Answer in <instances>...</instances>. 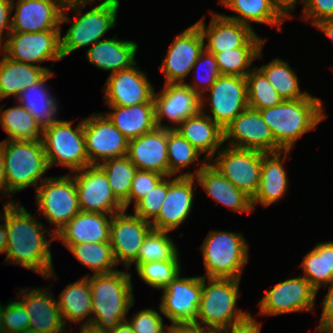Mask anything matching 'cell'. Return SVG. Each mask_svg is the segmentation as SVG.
I'll list each match as a JSON object with an SVG mask.
<instances>
[{
  "label": "cell",
  "mask_w": 333,
  "mask_h": 333,
  "mask_svg": "<svg viewBox=\"0 0 333 333\" xmlns=\"http://www.w3.org/2000/svg\"><path fill=\"white\" fill-rule=\"evenodd\" d=\"M191 72L194 74L191 76L192 83L185 82L184 84L199 97L204 95L221 76L214 54L205 49L200 53Z\"/></svg>",
  "instance_id": "obj_47"
},
{
  "label": "cell",
  "mask_w": 333,
  "mask_h": 333,
  "mask_svg": "<svg viewBox=\"0 0 333 333\" xmlns=\"http://www.w3.org/2000/svg\"><path fill=\"white\" fill-rule=\"evenodd\" d=\"M201 111L223 130L241 112L248 108L246 77L221 75L200 97ZM209 108L207 112L206 107ZM208 113V114H207Z\"/></svg>",
  "instance_id": "obj_10"
},
{
  "label": "cell",
  "mask_w": 333,
  "mask_h": 333,
  "mask_svg": "<svg viewBox=\"0 0 333 333\" xmlns=\"http://www.w3.org/2000/svg\"><path fill=\"white\" fill-rule=\"evenodd\" d=\"M73 173L80 211L113 215L124 210L99 165H89Z\"/></svg>",
  "instance_id": "obj_16"
},
{
  "label": "cell",
  "mask_w": 333,
  "mask_h": 333,
  "mask_svg": "<svg viewBox=\"0 0 333 333\" xmlns=\"http://www.w3.org/2000/svg\"><path fill=\"white\" fill-rule=\"evenodd\" d=\"M47 288V289H46ZM20 288L16 298L29 315V331L38 333H62L64 325L57 299L49 287ZM20 297V298H19Z\"/></svg>",
  "instance_id": "obj_25"
},
{
  "label": "cell",
  "mask_w": 333,
  "mask_h": 333,
  "mask_svg": "<svg viewBox=\"0 0 333 333\" xmlns=\"http://www.w3.org/2000/svg\"><path fill=\"white\" fill-rule=\"evenodd\" d=\"M0 223V254H5L7 248V229L4 220H1V218Z\"/></svg>",
  "instance_id": "obj_59"
},
{
  "label": "cell",
  "mask_w": 333,
  "mask_h": 333,
  "mask_svg": "<svg viewBox=\"0 0 333 333\" xmlns=\"http://www.w3.org/2000/svg\"><path fill=\"white\" fill-rule=\"evenodd\" d=\"M97 4L85 13L82 10L89 3L73 4L64 7L61 16V25L70 22L73 23H71L66 34L60 36L63 58L82 47L92 46L102 40V37L109 30L116 27L117 14L121 4L120 0H103ZM65 11H73L76 14V18L73 20Z\"/></svg>",
  "instance_id": "obj_4"
},
{
  "label": "cell",
  "mask_w": 333,
  "mask_h": 333,
  "mask_svg": "<svg viewBox=\"0 0 333 333\" xmlns=\"http://www.w3.org/2000/svg\"><path fill=\"white\" fill-rule=\"evenodd\" d=\"M112 215L80 211L56 234L63 245L109 242Z\"/></svg>",
  "instance_id": "obj_29"
},
{
  "label": "cell",
  "mask_w": 333,
  "mask_h": 333,
  "mask_svg": "<svg viewBox=\"0 0 333 333\" xmlns=\"http://www.w3.org/2000/svg\"><path fill=\"white\" fill-rule=\"evenodd\" d=\"M303 277L318 292L333 282V241L318 242L300 263Z\"/></svg>",
  "instance_id": "obj_37"
},
{
  "label": "cell",
  "mask_w": 333,
  "mask_h": 333,
  "mask_svg": "<svg viewBox=\"0 0 333 333\" xmlns=\"http://www.w3.org/2000/svg\"><path fill=\"white\" fill-rule=\"evenodd\" d=\"M24 333H38V332H32V331L27 330Z\"/></svg>",
  "instance_id": "obj_67"
},
{
  "label": "cell",
  "mask_w": 333,
  "mask_h": 333,
  "mask_svg": "<svg viewBox=\"0 0 333 333\" xmlns=\"http://www.w3.org/2000/svg\"><path fill=\"white\" fill-rule=\"evenodd\" d=\"M127 157L139 170L169 176L167 128L156 127L129 140Z\"/></svg>",
  "instance_id": "obj_26"
},
{
  "label": "cell",
  "mask_w": 333,
  "mask_h": 333,
  "mask_svg": "<svg viewBox=\"0 0 333 333\" xmlns=\"http://www.w3.org/2000/svg\"><path fill=\"white\" fill-rule=\"evenodd\" d=\"M108 333H134L131 325L128 321L121 322L114 329L110 330Z\"/></svg>",
  "instance_id": "obj_61"
},
{
  "label": "cell",
  "mask_w": 333,
  "mask_h": 333,
  "mask_svg": "<svg viewBox=\"0 0 333 333\" xmlns=\"http://www.w3.org/2000/svg\"><path fill=\"white\" fill-rule=\"evenodd\" d=\"M4 155L6 187L9 194L21 192L30 186L37 187L48 178L49 170L42 140L0 141Z\"/></svg>",
  "instance_id": "obj_5"
},
{
  "label": "cell",
  "mask_w": 333,
  "mask_h": 333,
  "mask_svg": "<svg viewBox=\"0 0 333 333\" xmlns=\"http://www.w3.org/2000/svg\"><path fill=\"white\" fill-rule=\"evenodd\" d=\"M5 331L2 320V303L0 302V333Z\"/></svg>",
  "instance_id": "obj_64"
},
{
  "label": "cell",
  "mask_w": 333,
  "mask_h": 333,
  "mask_svg": "<svg viewBox=\"0 0 333 333\" xmlns=\"http://www.w3.org/2000/svg\"><path fill=\"white\" fill-rule=\"evenodd\" d=\"M61 4L66 7L69 5H73V4H80V3H96V0H60Z\"/></svg>",
  "instance_id": "obj_62"
},
{
  "label": "cell",
  "mask_w": 333,
  "mask_h": 333,
  "mask_svg": "<svg viewBox=\"0 0 333 333\" xmlns=\"http://www.w3.org/2000/svg\"><path fill=\"white\" fill-rule=\"evenodd\" d=\"M51 77H54L53 71H49L40 81L24 89L15 99L31 113L42 131L59 120V101L51 94V87L47 84Z\"/></svg>",
  "instance_id": "obj_33"
},
{
  "label": "cell",
  "mask_w": 333,
  "mask_h": 333,
  "mask_svg": "<svg viewBox=\"0 0 333 333\" xmlns=\"http://www.w3.org/2000/svg\"><path fill=\"white\" fill-rule=\"evenodd\" d=\"M328 288V292L324 294L322 301V312L318 326L316 327L317 333H331L333 331V282L324 287Z\"/></svg>",
  "instance_id": "obj_53"
},
{
  "label": "cell",
  "mask_w": 333,
  "mask_h": 333,
  "mask_svg": "<svg viewBox=\"0 0 333 333\" xmlns=\"http://www.w3.org/2000/svg\"><path fill=\"white\" fill-rule=\"evenodd\" d=\"M62 320L67 328L71 323L90 326L92 320V293L87 277L69 283L57 298ZM83 320V323H82ZM85 320V321H84Z\"/></svg>",
  "instance_id": "obj_34"
},
{
  "label": "cell",
  "mask_w": 333,
  "mask_h": 333,
  "mask_svg": "<svg viewBox=\"0 0 333 333\" xmlns=\"http://www.w3.org/2000/svg\"><path fill=\"white\" fill-rule=\"evenodd\" d=\"M204 159L210 161L224 145V130L201 110L184 119L176 128Z\"/></svg>",
  "instance_id": "obj_32"
},
{
  "label": "cell",
  "mask_w": 333,
  "mask_h": 333,
  "mask_svg": "<svg viewBox=\"0 0 333 333\" xmlns=\"http://www.w3.org/2000/svg\"><path fill=\"white\" fill-rule=\"evenodd\" d=\"M11 32L61 30L64 6L60 0H12Z\"/></svg>",
  "instance_id": "obj_24"
},
{
  "label": "cell",
  "mask_w": 333,
  "mask_h": 333,
  "mask_svg": "<svg viewBox=\"0 0 333 333\" xmlns=\"http://www.w3.org/2000/svg\"><path fill=\"white\" fill-rule=\"evenodd\" d=\"M0 101L16 97L29 86L40 81L52 67H39L7 58L1 51L0 56Z\"/></svg>",
  "instance_id": "obj_35"
},
{
  "label": "cell",
  "mask_w": 333,
  "mask_h": 333,
  "mask_svg": "<svg viewBox=\"0 0 333 333\" xmlns=\"http://www.w3.org/2000/svg\"><path fill=\"white\" fill-rule=\"evenodd\" d=\"M157 127L175 129L184 119L201 110L200 97L184 83L164 84L154 92ZM167 120V125L163 122ZM172 126H171V125Z\"/></svg>",
  "instance_id": "obj_23"
},
{
  "label": "cell",
  "mask_w": 333,
  "mask_h": 333,
  "mask_svg": "<svg viewBox=\"0 0 333 333\" xmlns=\"http://www.w3.org/2000/svg\"><path fill=\"white\" fill-rule=\"evenodd\" d=\"M209 12L211 19L207 26L205 16L195 23L202 33L206 51L216 54L239 47H263L265 45L266 37L257 35L254 28L230 20L220 13L211 10Z\"/></svg>",
  "instance_id": "obj_13"
},
{
  "label": "cell",
  "mask_w": 333,
  "mask_h": 333,
  "mask_svg": "<svg viewBox=\"0 0 333 333\" xmlns=\"http://www.w3.org/2000/svg\"><path fill=\"white\" fill-rule=\"evenodd\" d=\"M169 233L152 229L145 237L137 259L131 265L136 269L141 263L180 260L178 247Z\"/></svg>",
  "instance_id": "obj_42"
},
{
  "label": "cell",
  "mask_w": 333,
  "mask_h": 333,
  "mask_svg": "<svg viewBox=\"0 0 333 333\" xmlns=\"http://www.w3.org/2000/svg\"><path fill=\"white\" fill-rule=\"evenodd\" d=\"M85 52L89 63L103 71L118 72L133 66L136 62L138 44L135 41L105 37Z\"/></svg>",
  "instance_id": "obj_31"
},
{
  "label": "cell",
  "mask_w": 333,
  "mask_h": 333,
  "mask_svg": "<svg viewBox=\"0 0 333 333\" xmlns=\"http://www.w3.org/2000/svg\"><path fill=\"white\" fill-rule=\"evenodd\" d=\"M0 194L2 197L0 199L4 198L3 196H9L11 195L7 191L6 187V180H5V169H4V155H3V149L0 145Z\"/></svg>",
  "instance_id": "obj_58"
},
{
  "label": "cell",
  "mask_w": 333,
  "mask_h": 333,
  "mask_svg": "<svg viewBox=\"0 0 333 333\" xmlns=\"http://www.w3.org/2000/svg\"><path fill=\"white\" fill-rule=\"evenodd\" d=\"M193 176H168V191L158 215L150 222L154 230L179 229L191 211L197 180Z\"/></svg>",
  "instance_id": "obj_22"
},
{
  "label": "cell",
  "mask_w": 333,
  "mask_h": 333,
  "mask_svg": "<svg viewBox=\"0 0 333 333\" xmlns=\"http://www.w3.org/2000/svg\"><path fill=\"white\" fill-rule=\"evenodd\" d=\"M133 66L118 72L109 73L103 86L106 106H133L142 103H155V87L149 81L147 74Z\"/></svg>",
  "instance_id": "obj_18"
},
{
  "label": "cell",
  "mask_w": 333,
  "mask_h": 333,
  "mask_svg": "<svg viewBox=\"0 0 333 333\" xmlns=\"http://www.w3.org/2000/svg\"><path fill=\"white\" fill-rule=\"evenodd\" d=\"M220 4L237 14L231 16L220 13L221 15L251 28V23H263L271 27L276 26L280 32L283 22L291 19L276 0H222Z\"/></svg>",
  "instance_id": "obj_30"
},
{
  "label": "cell",
  "mask_w": 333,
  "mask_h": 333,
  "mask_svg": "<svg viewBox=\"0 0 333 333\" xmlns=\"http://www.w3.org/2000/svg\"><path fill=\"white\" fill-rule=\"evenodd\" d=\"M318 292L303 276L288 278L265 291L258 307L261 316L294 312H315Z\"/></svg>",
  "instance_id": "obj_14"
},
{
  "label": "cell",
  "mask_w": 333,
  "mask_h": 333,
  "mask_svg": "<svg viewBox=\"0 0 333 333\" xmlns=\"http://www.w3.org/2000/svg\"><path fill=\"white\" fill-rule=\"evenodd\" d=\"M3 110L0 105V125L7 133L5 140L36 141L42 140L43 131L37 125L31 113L19 103Z\"/></svg>",
  "instance_id": "obj_39"
},
{
  "label": "cell",
  "mask_w": 333,
  "mask_h": 333,
  "mask_svg": "<svg viewBox=\"0 0 333 333\" xmlns=\"http://www.w3.org/2000/svg\"><path fill=\"white\" fill-rule=\"evenodd\" d=\"M300 19L309 22L312 26L319 21L333 17V0H303Z\"/></svg>",
  "instance_id": "obj_52"
},
{
  "label": "cell",
  "mask_w": 333,
  "mask_h": 333,
  "mask_svg": "<svg viewBox=\"0 0 333 333\" xmlns=\"http://www.w3.org/2000/svg\"><path fill=\"white\" fill-rule=\"evenodd\" d=\"M168 191V176L164 177L144 198L134 205V213L151 222L159 213Z\"/></svg>",
  "instance_id": "obj_48"
},
{
  "label": "cell",
  "mask_w": 333,
  "mask_h": 333,
  "mask_svg": "<svg viewBox=\"0 0 333 333\" xmlns=\"http://www.w3.org/2000/svg\"><path fill=\"white\" fill-rule=\"evenodd\" d=\"M167 154L169 164V176H193L208 163L206 159H201L202 155L191 143L186 140L177 130L167 129ZM201 159V162L200 160ZM197 161V162H195ZM197 165L194 172L183 171L190 165ZM196 164V165H195ZM181 172V174H180Z\"/></svg>",
  "instance_id": "obj_38"
},
{
  "label": "cell",
  "mask_w": 333,
  "mask_h": 333,
  "mask_svg": "<svg viewBox=\"0 0 333 333\" xmlns=\"http://www.w3.org/2000/svg\"><path fill=\"white\" fill-rule=\"evenodd\" d=\"M79 328H80L79 333H108L105 331L96 330L92 326H83V327H79Z\"/></svg>",
  "instance_id": "obj_63"
},
{
  "label": "cell",
  "mask_w": 333,
  "mask_h": 333,
  "mask_svg": "<svg viewBox=\"0 0 333 333\" xmlns=\"http://www.w3.org/2000/svg\"><path fill=\"white\" fill-rule=\"evenodd\" d=\"M210 161L234 186L251 199L254 197L260 183L261 151L224 144Z\"/></svg>",
  "instance_id": "obj_12"
},
{
  "label": "cell",
  "mask_w": 333,
  "mask_h": 333,
  "mask_svg": "<svg viewBox=\"0 0 333 333\" xmlns=\"http://www.w3.org/2000/svg\"><path fill=\"white\" fill-rule=\"evenodd\" d=\"M99 166L104 170L113 194L123 204L129 198L131 183L137 171L136 166L127 155L107 159Z\"/></svg>",
  "instance_id": "obj_43"
},
{
  "label": "cell",
  "mask_w": 333,
  "mask_h": 333,
  "mask_svg": "<svg viewBox=\"0 0 333 333\" xmlns=\"http://www.w3.org/2000/svg\"><path fill=\"white\" fill-rule=\"evenodd\" d=\"M64 246L81 264L88 267L93 275L118 270L110 242H84Z\"/></svg>",
  "instance_id": "obj_41"
},
{
  "label": "cell",
  "mask_w": 333,
  "mask_h": 333,
  "mask_svg": "<svg viewBox=\"0 0 333 333\" xmlns=\"http://www.w3.org/2000/svg\"><path fill=\"white\" fill-rule=\"evenodd\" d=\"M3 333H20V332H13V331H4Z\"/></svg>",
  "instance_id": "obj_66"
},
{
  "label": "cell",
  "mask_w": 333,
  "mask_h": 333,
  "mask_svg": "<svg viewBox=\"0 0 333 333\" xmlns=\"http://www.w3.org/2000/svg\"><path fill=\"white\" fill-rule=\"evenodd\" d=\"M249 243L240 233L211 230L200 246L205 278L242 279Z\"/></svg>",
  "instance_id": "obj_7"
},
{
  "label": "cell",
  "mask_w": 333,
  "mask_h": 333,
  "mask_svg": "<svg viewBox=\"0 0 333 333\" xmlns=\"http://www.w3.org/2000/svg\"><path fill=\"white\" fill-rule=\"evenodd\" d=\"M2 320L6 331L24 333L29 328V315L25 307L13 299L2 305Z\"/></svg>",
  "instance_id": "obj_51"
},
{
  "label": "cell",
  "mask_w": 333,
  "mask_h": 333,
  "mask_svg": "<svg viewBox=\"0 0 333 333\" xmlns=\"http://www.w3.org/2000/svg\"><path fill=\"white\" fill-rule=\"evenodd\" d=\"M73 121L59 119L43 131L42 142L49 168L62 166L74 171L90 165L86 151L83 119L73 126Z\"/></svg>",
  "instance_id": "obj_8"
},
{
  "label": "cell",
  "mask_w": 333,
  "mask_h": 333,
  "mask_svg": "<svg viewBox=\"0 0 333 333\" xmlns=\"http://www.w3.org/2000/svg\"><path fill=\"white\" fill-rule=\"evenodd\" d=\"M35 203L39 215L43 216L56 234L79 212L78 194L72 173L46 178L35 191Z\"/></svg>",
  "instance_id": "obj_9"
},
{
  "label": "cell",
  "mask_w": 333,
  "mask_h": 333,
  "mask_svg": "<svg viewBox=\"0 0 333 333\" xmlns=\"http://www.w3.org/2000/svg\"><path fill=\"white\" fill-rule=\"evenodd\" d=\"M61 30H46L36 33L10 32L0 51L9 59L40 66L45 61L54 63L63 59L61 53Z\"/></svg>",
  "instance_id": "obj_11"
},
{
  "label": "cell",
  "mask_w": 333,
  "mask_h": 333,
  "mask_svg": "<svg viewBox=\"0 0 333 333\" xmlns=\"http://www.w3.org/2000/svg\"><path fill=\"white\" fill-rule=\"evenodd\" d=\"M149 221L126 210L112 215L110 226V244L116 263L130 270L131 264L137 259L139 249L145 237L152 230Z\"/></svg>",
  "instance_id": "obj_21"
},
{
  "label": "cell",
  "mask_w": 333,
  "mask_h": 333,
  "mask_svg": "<svg viewBox=\"0 0 333 333\" xmlns=\"http://www.w3.org/2000/svg\"><path fill=\"white\" fill-rule=\"evenodd\" d=\"M240 279L202 277V293L195 322L220 330L230 328L251 312L237 307Z\"/></svg>",
  "instance_id": "obj_6"
},
{
  "label": "cell",
  "mask_w": 333,
  "mask_h": 333,
  "mask_svg": "<svg viewBox=\"0 0 333 333\" xmlns=\"http://www.w3.org/2000/svg\"><path fill=\"white\" fill-rule=\"evenodd\" d=\"M123 270L110 273L84 275L90 282L92 293L91 325L99 331L109 332L127 321L130 308L135 305L132 274Z\"/></svg>",
  "instance_id": "obj_2"
},
{
  "label": "cell",
  "mask_w": 333,
  "mask_h": 333,
  "mask_svg": "<svg viewBox=\"0 0 333 333\" xmlns=\"http://www.w3.org/2000/svg\"><path fill=\"white\" fill-rule=\"evenodd\" d=\"M3 212H0V218L4 220L7 229L4 262L36 272L45 281L50 278L58 279L51 253L55 234L49 231L43 222L38 221L39 217L32 216L20 201L12 198L6 200L3 203Z\"/></svg>",
  "instance_id": "obj_1"
},
{
  "label": "cell",
  "mask_w": 333,
  "mask_h": 333,
  "mask_svg": "<svg viewBox=\"0 0 333 333\" xmlns=\"http://www.w3.org/2000/svg\"><path fill=\"white\" fill-rule=\"evenodd\" d=\"M162 316L156 309L144 308L127 318V321L134 333H169L170 325L164 324Z\"/></svg>",
  "instance_id": "obj_49"
},
{
  "label": "cell",
  "mask_w": 333,
  "mask_h": 333,
  "mask_svg": "<svg viewBox=\"0 0 333 333\" xmlns=\"http://www.w3.org/2000/svg\"><path fill=\"white\" fill-rule=\"evenodd\" d=\"M12 0H0V47L11 32ZM4 30L5 35H3Z\"/></svg>",
  "instance_id": "obj_54"
},
{
  "label": "cell",
  "mask_w": 333,
  "mask_h": 333,
  "mask_svg": "<svg viewBox=\"0 0 333 333\" xmlns=\"http://www.w3.org/2000/svg\"><path fill=\"white\" fill-rule=\"evenodd\" d=\"M197 183L205 190L207 197L216 205H224L233 211L253 213L251 198L225 178L210 161L195 176Z\"/></svg>",
  "instance_id": "obj_28"
},
{
  "label": "cell",
  "mask_w": 333,
  "mask_h": 333,
  "mask_svg": "<svg viewBox=\"0 0 333 333\" xmlns=\"http://www.w3.org/2000/svg\"><path fill=\"white\" fill-rule=\"evenodd\" d=\"M246 81L248 108L259 111L277 106L284 100L256 66L246 75Z\"/></svg>",
  "instance_id": "obj_45"
},
{
  "label": "cell",
  "mask_w": 333,
  "mask_h": 333,
  "mask_svg": "<svg viewBox=\"0 0 333 333\" xmlns=\"http://www.w3.org/2000/svg\"><path fill=\"white\" fill-rule=\"evenodd\" d=\"M256 67L284 100L302 99L309 94L307 91L300 90V80H298L296 70H293L287 61L277 57L260 67Z\"/></svg>",
  "instance_id": "obj_40"
},
{
  "label": "cell",
  "mask_w": 333,
  "mask_h": 333,
  "mask_svg": "<svg viewBox=\"0 0 333 333\" xmlns=\"http://www.w3.org/2000/svg\"><path fill=\"white\" fill-rule=\"evenodd\" d=\"M322 99L310 93L302 99L283 100L277 106L259 110L282 151H291L306 133L327 118Z\"/></svg>",
  "instance_id": "obj_3"
},
{
  "label": "cell",
  "mask_w": 333,
  "mask_h": 333,
  "mask_svg": "<svg viewBox=\"0 0 333 333\" xmlns=\"http://www.w3.org/2000/svg\"><path fill=\"white\" fill-rule=\"evenodd\" d=\"M224 143L231 147L264 153L282 151L275 143L272 131L260 111L251 108L241 112L224 128Z\"/></svg>",
  "instance_id": "obj_19"
},
{
  "label": "cell",
  "mask_w": 333,
  "mask_h": 333,
  "mask_svg": "<svg viewBox=\"0 0 333 333\" xmlns=\"http://www.w3.org/2000/svg\"><path fill=\"white\" fill-rule=\"evenodd\" d=\"M261 324L262 323L258 322L250 313L245 319L234 323L230 328L224 330L222 333H261Z\"/></svg>",
  "instance_id": "obj_56"
},
{
  "label": "cell",
  "mask_w": 333,
  "mask_h": 333,
  "mask_svg": "<svg viewBox=\"0 0 333 333\" xmlns=\"http://www.w3.org/2000/svg\"><path fill=\"white\" fill-rule=\"evenodd\" d=\"M137 276L153 289L163 290L182 271L180 260L141 263L135 269Z\"/></svg>",
  "instance_id": "obj_46"
},
{
  "label": "cell",
  "mask_w": 333,
  "mask_h": 333,
  "mask_svg": "<svg viewBox=\"0 0 333 333\" xmlns=\"http://www.w3.org/2000/svg\"><path fill=\"white\" fill-rule=\"evenodd\" d=\"M281 7L290 15L292 18V12L295 10L297 3H301L303 0H276Z\"/></svg>",
  "instance_id": "obj_60"
},
{
  "label": "cell",
  "mask_w": 333,
  "mask_h": 333,
  "mask_svg": "<svg viewBox=\"0 0 333 333\" xmlns=\"http://www.w3.org/2000/svg\"><path fill=\"white\" fill-rule=\"evenodd\" d=\"M165 176L159 173L137 169L131 183L129 198L123 203L127 211L129 205H135L139 200L149 193Z\"/></svg>",
  "instance_id": "obj_50"
},
{
  "label": "cell",
  "mask_w": 333,
  "mask_h": 333,
  "mask_svg": "<svg viewBox=\"0 0 333 333\" xmlns=\"http://www.w3.org/2000/svg\"><path fill=\"white\" fill-rule=\"evenodd\" d=\"M107 108L112 111L104 114L128 140L138 138L157 127L155 103H142L129 107L107 106Z\"/></svg>",
  "instance_id": "obj_36"
},
{
  "label": "cell",
  "mask_w": 333,
  "mask_h": 333,
  "mask_svg": "<svg viewBox=\"0 0 333 333\" xmlns=\"http://www.w3.org/2000/svg\"><path fill=\"white\" fill-rule=\"evenodd\" d=\"M86 151L90 165L127 155L129 140L114 126L104 112L83 119Z\"/></svg>",
  "instance_id": "obj_15"
},
{
  "label": "cell",
  "mask_w": 333,
  "mask_h": 333,
  "mask_svg": "<svg viewBox=\"0 0 333 333\" xmlns=\"http://www.w3.org/2000/svg\"><path fill=\"white\" fill-rule=\"evenodd\" d=\"M203 50V36L195 23L177 34L158 68L164 74L165 84L185 83Z\"/></svg>",
  "instance_id": "obj_17"
},
{
  "label": "cell",
  "mask_w": 333,
  "mask_h": 333,
  "mask_svg": "<svg viewBox=\"0 0 333 333\" xmlns=\"http://www.w3.org/2000/svg\"><path fill=\"white\" fill-rule=\"evenodd\" d=\"M161 292L159 310L171 324L196 320L202 293V276L183 277L179 273Z\"/></svg>",
  "instance_id": "obj_20"
},
{
  "label": "cell",
  "mask_w": 333,
  "mask_h": 333,
  "mask_svg": "<svg viewBox=\"0 0 333 333\" xmlns=\"http://www.w3.org/2000/svg\"><path fill=\"white\" fill-rule=\"evenodd\" d=\"M313 27H316L317 30L321 31V33H323L333 43V17L323 19Z\"/></svg>",
  "instance_id": "obj_57"
},
{
  "label": "cell",
  "mask_w": 333,
  "mask_h": 333,
  "mask_svg": "<svg viewBox=\"0 0 333 333\" xmlns=\"http://www.w3.org/2000/svg\"><path fill=\"white\" fill-rule=\"evenodd\" d=\"M289 153L290 151L262 152L260 183L251 199L253 210L257 205L269 207L285 197L290 181L283 162L287 160Z\"/></svg>",
  "instance_id": "obj_27"
},
{
  "label": "cell",
  "mask_w": 333,
  "mask_h": 333,
  "mask_svg": "<svg viewBox=\"0 0 333 333\" xmlns=\"http://www.w3.org/2000/svg\"><path fill=\"white\" fill-rule=\"evenodd\" d=\"M263 47H239L214 54L221 75L246 77L256 59H262Z\"/></svg>",
  "instance_id": "obj_44"
},
{
  "label": "cell",
  "mask_w": 333,
  "mask_h": 333,
  "mask_svg": "<svg viewBox=\"0 0 333 333\" xmlns=\"http://www.w3.org/2000/svg\"><path fill=\"white\" fill-rule=\"evenodd\" d=\"M169 333H222L220 330L206 327L197 322H177L169 327Z\"/></svg>",
  "instance_id": "obj_55"
},
{
  "label": "cell",
  "mask_w": 333,
  "mask_h": 333,
  "mask_svg": "<svg viewBox=\"0 0 333 333\" xmlns=\"http://www.w3.org/2000/svg\"><path fill=\"white\" fill-rule=\"evenodd\" d=\"M72 331H73V329L71 330V329H68V328H67V331L64 330L62 333H71Z\"/></svg>",
  "instance_id": "obj_65"
}]
</instances>
